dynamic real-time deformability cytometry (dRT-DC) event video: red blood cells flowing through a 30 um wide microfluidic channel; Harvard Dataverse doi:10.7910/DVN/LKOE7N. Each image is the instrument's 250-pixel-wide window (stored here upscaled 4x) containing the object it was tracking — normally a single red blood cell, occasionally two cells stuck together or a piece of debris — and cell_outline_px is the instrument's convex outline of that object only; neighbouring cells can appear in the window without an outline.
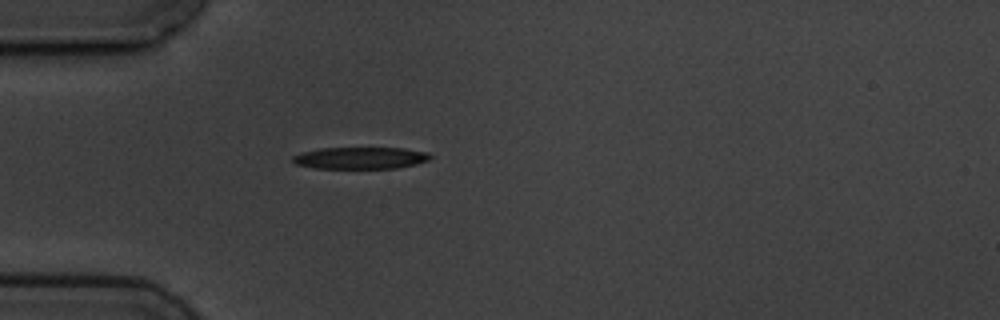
{"species": "common noctule bat (a hibernating species)", "species_latin": "Nyctalus noctula", "temperature_condition": "cold", "stored_images_in_passage": 4, "camera_frame_rate_fps": 3000, "um_per_image_px": 0.085, "animal": {"sex": "male", "body_mass_g": 19.5, "forearm_length_mm": 54.6}, "frame": {"image": 1, "passage_image": 1, "time_ms": 0.0, "image_size_px": [1000, 320], "cell_outline_px": [[432, 156], [428, 160], [416, 164], [396, 168], [316, 168], [296, 164], [292, 160], [292, 156], [300, 152], [320, 148], [404, 148], [428, 152]], "centroid_in_image_um": [30.63, 13.42], "position_along_channel_um": 54.4, "area_um2": 17.51}}